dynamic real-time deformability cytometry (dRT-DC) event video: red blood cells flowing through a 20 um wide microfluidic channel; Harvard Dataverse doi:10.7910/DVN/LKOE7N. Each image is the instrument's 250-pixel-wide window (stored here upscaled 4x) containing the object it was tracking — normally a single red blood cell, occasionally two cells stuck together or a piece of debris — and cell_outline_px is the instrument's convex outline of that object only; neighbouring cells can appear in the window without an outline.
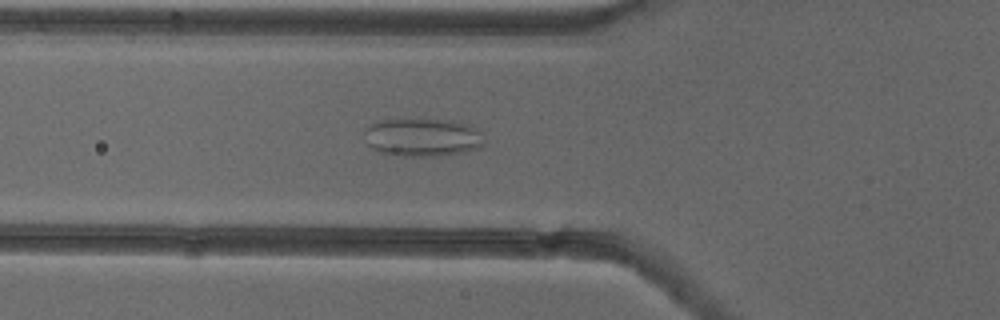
{"species": "common noctule bat (a hibernating species)", "species_latin": "Nyctalus noctula", "temperature_condition": "cold", "stored_images_in_passage": 39, "camera_frame_rate_fps": 3000, "um_per_image_px": 0.085, "animal": {"sex": "female"}, "frame": {"image": 1, "passage_image": 13, "time_ms": 4.0, "image_size_px": [1000, 320], "cell_outline_px": [[484, 144], [480, 148], [464, 152], [440, 156], [400, 156], [380, 152], [372, 148], [368, 144], [364, 132], [364, 128], [376, 120], [452, 120], [472, 124], [480, 132]], "centroid_in_image_um": [35.93, 11.68], "position_along_channel_um": 89.9, "area_um2": 26.82}}
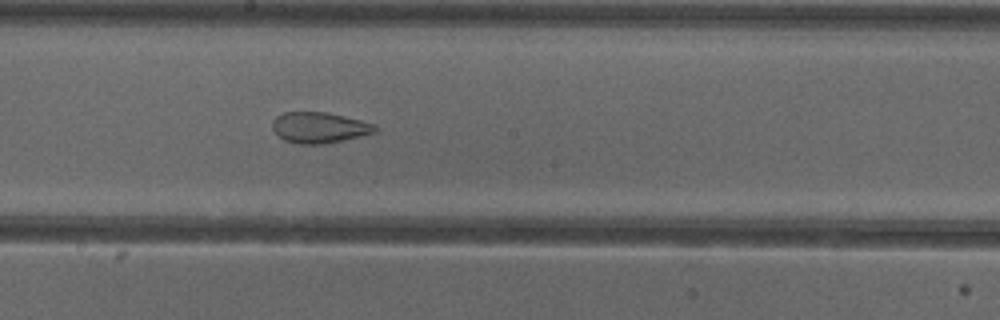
{"frame": {"image": 2, "passage_image": 23, "time_ms": 7.333, "image_size_px": [1000, 320], "cell_outline_px": [[376, 132], [344, 140], [324, 144], [296, 144], [284, 140], [272, 128], [272, 120], [276, 116], [284, 112], [328, 112], [376, 124]], "centroid_in_image_um": [27.13, 10.84], "position_along_channel_um": 221.1, "area_um2": 18.5}}
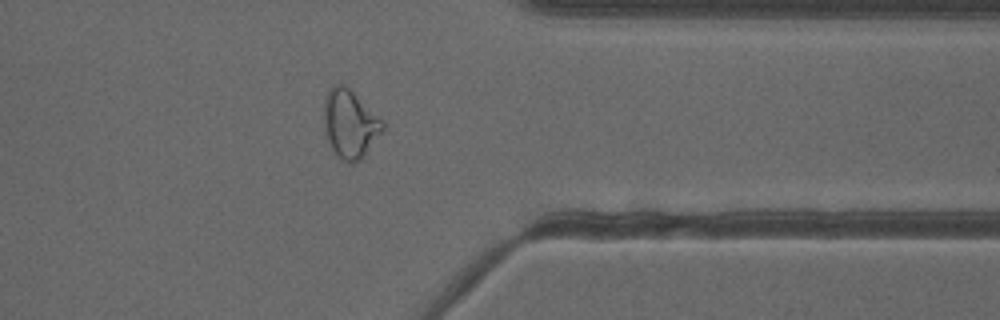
{"frame": {"image": 3, "passage_image": 36, "time_ms": 11.667, "image_size_px": [1000, 320], "cell_outline_px": [[384, 128], [364, 156], [360, 160], [352, 164], [348, 164], [332, 148], [324, 132], [324, 100], [328, 88], [336, 84], [344, 84], [384, 124]], "centroid_in_image_um": [29.7, 10.54], "position_along_channel_um": 381.7, "area_um2": 22.72}, "authors_computed_cell_mechanics": {"area_um2": 22.0218, "velocity_mm_per_s": 3.8921, "shape_relaxation_time_tau1_ms": null, "shape_relaxation_time_tau2_ms": 1.9414, "deformation_change_tau1": null, "deformation_change_tau2": 0.0869}}